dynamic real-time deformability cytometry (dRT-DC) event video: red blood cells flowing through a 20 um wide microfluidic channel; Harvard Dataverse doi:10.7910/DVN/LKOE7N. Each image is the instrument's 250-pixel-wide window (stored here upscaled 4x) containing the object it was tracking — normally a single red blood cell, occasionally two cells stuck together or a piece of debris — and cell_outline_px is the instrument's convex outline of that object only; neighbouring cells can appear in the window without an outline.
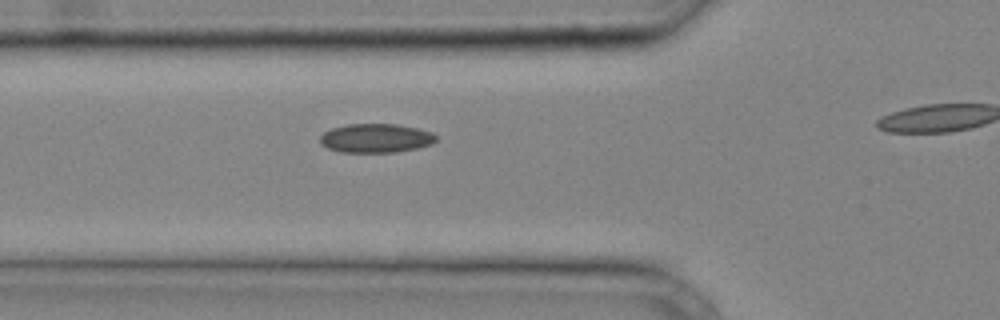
{"species": "common noctule bat (a hibernating species)", "species_latin": "Nyctalus noctula", "temperature_condition": "cold", "stored_images_in_passage": 15, "camera_frame_rate_fps": 3000, "um_per_image_px": 0.085, "animal": {"sex": "male", "body_mass_g": 20.4}, "frame": {"image": 1, "passage_image": 9, "time_ms": 2.667, "image_size_px": [1000, 320], "cell_outline_px": [[436, 140], [432, 144], [416, 148], [396, 152], [340, 152], [328, 148], [320, 144], [320, 136], [324, 132], [332, 128], [348, 124], [396, 124], [416, 128], [432, 132], [436, 136]], "centroid_in_image_um": [31.93, 11.74], "position_along_channel_um": 93.9, "area_um2": 19.54}}
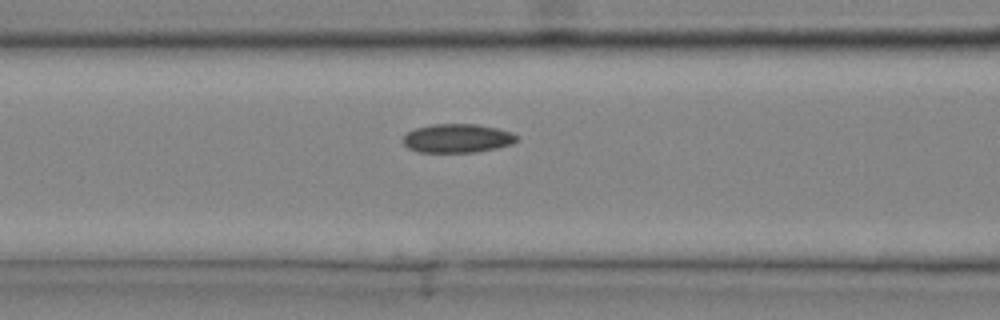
{"frame": {"image": 2, "passage_image": 11, "time_ms": 3.333, "image_size_px": [1000, 320], "cell_outline_px": [[516, 140], [512, 144], [496, 148], [476, 152], [416, 152], [408, 148], [404, 144], [404, 136], [408, 132], [416, 128], [432, 124], [476, 124], [496, 128], [512, 132], [516, 136]], "centroid_in_image_um": [38.86, 11.76], "position_along_channel_um": 127.7, "area_um2": 18.96}}